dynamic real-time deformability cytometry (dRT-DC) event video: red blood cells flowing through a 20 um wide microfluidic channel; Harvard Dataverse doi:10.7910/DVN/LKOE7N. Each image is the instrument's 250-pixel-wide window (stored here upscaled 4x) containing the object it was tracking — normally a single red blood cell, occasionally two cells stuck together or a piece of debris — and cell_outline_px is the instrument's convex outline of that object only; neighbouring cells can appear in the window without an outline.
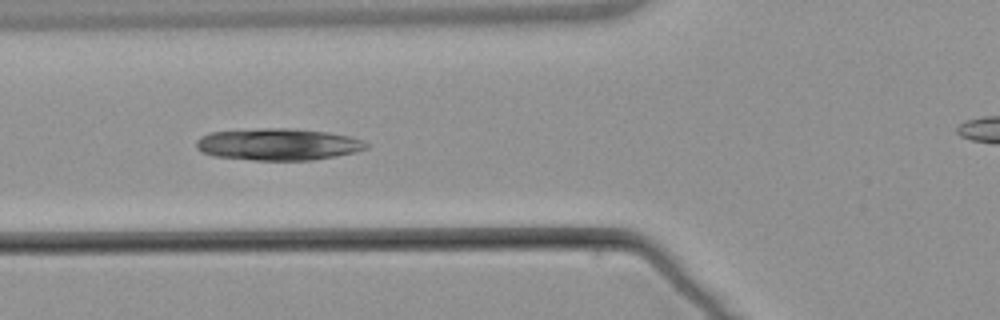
{"species": "common noctule bat (a hibernating species)", "species_latin": "Nyctalus noctula", "temperature_condition": "warm", "stored_images_in_passage": 9, "camera_frame_rate_fps": 3000, "um_per_image_px": 0.085, "animal": {"sex": "male", "body_mass_g": 21.5, "forearm_length_mm": 52.0}, "frame": {"image": 1, "passage_image": 6, "time_ms": 6.0, "image_size_px": [1000, 320], "cell_outline_px": [[368, 148], [356, 152], [336, 156], [312, 160], [252, 160], [212, 156], [200, 152], [196, 148], [196, 140], [200, 136], [208, 132], [260, 128], [296, 128], [328, 132], [352, 136], [364, 140], [368, 144]], "centroid_in_image_um": [23.63, 12.26], "position_along_channel_um": 102.2, "area_um2": 32.14}}